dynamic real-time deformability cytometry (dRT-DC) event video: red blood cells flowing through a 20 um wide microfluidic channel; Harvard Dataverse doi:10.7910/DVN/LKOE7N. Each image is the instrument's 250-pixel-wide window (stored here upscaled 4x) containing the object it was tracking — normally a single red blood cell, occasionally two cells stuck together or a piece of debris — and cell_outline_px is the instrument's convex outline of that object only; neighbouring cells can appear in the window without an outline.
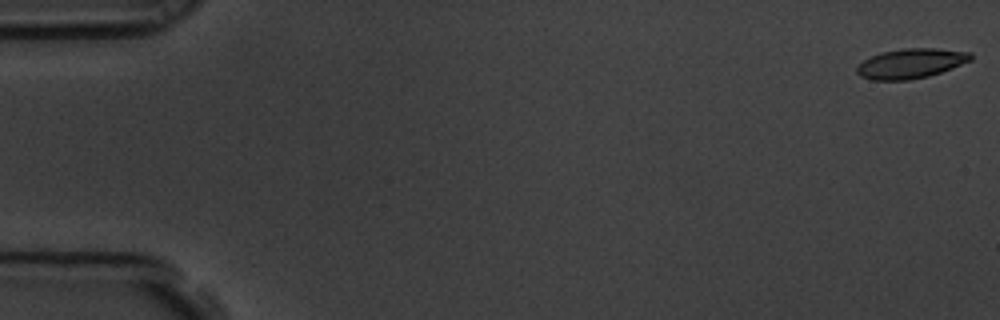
{"species": "common noctule bat (a hibernating species)", "species_latin": "Nyctalus noctula", "temperature_condition": "room temperature", "stored_images_in_passage": 7, "camera_frame_rate_fps": 3000, "um_per_image_px": 0.085, "animal": {"sex": "male", "body_mass_g": 19.5, "forearm_length_mm": 54.6}, "frame": {"image": 1, "passage_image": 1, "time_ms": 0.0, "image_size_px": [1000, 320], "cell_outline_px": [[972, 60], [952, 68], [928, 76], [908, 80], [872, 80], [860, 76], [856, 72], [856, 68], [864, 60], [880, 52], [904, 48], [936, 48], [972, 52]], "centroid_in_image_um": [77.43, 5.39], "position_along_channel_um": 7.6, "area_um2": 19.77}}
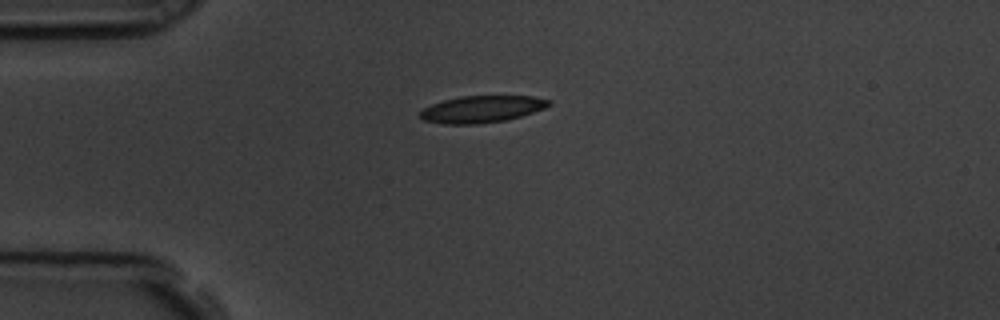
{"frame": {"image": 2, "passage_image": 5, "time_ms": 1.333, "image_size_px": [1000, 320], "cell_outline_px": [[552, 104], [544, 108], [508, 120], [476, 124], [444, 124], [424, 120], [420, 116], [420, 112], [424, 108], [432, 104], [444, 100], [460, 96], [532, 96], [552, 100]], "centroid_in_image_um": [40.97, 9.27], "position_along_channel_um": 44.0, "area_um2": 20.11}}
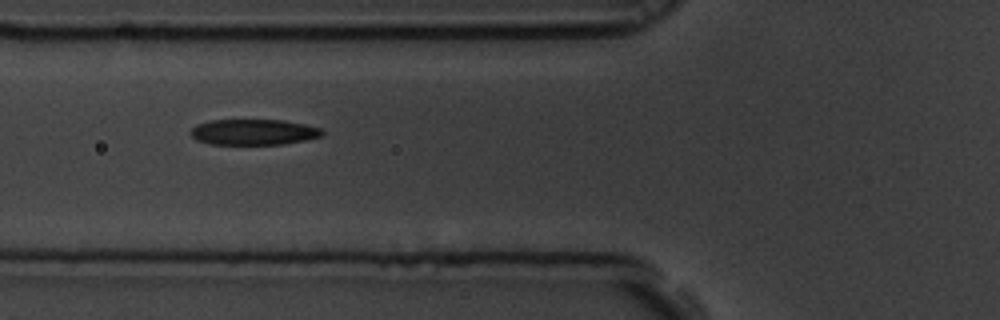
{"frame": {"image": 3, "passage_image": 7, "time_ms": 2.0, "image_size_px": [1000, 320], "cell_outline_px": [[324, 132], [320, 136], [304, 140], [284, 144], [208, 144], [196, 140], [188, 132], [196, 124], [212, 120], [284, 120], [304, 124], [320, 128]], "centroid_in_image_um": [21.51, 11.22], "position_along_channel_um": 104.3, "area_um2": 19.71}}